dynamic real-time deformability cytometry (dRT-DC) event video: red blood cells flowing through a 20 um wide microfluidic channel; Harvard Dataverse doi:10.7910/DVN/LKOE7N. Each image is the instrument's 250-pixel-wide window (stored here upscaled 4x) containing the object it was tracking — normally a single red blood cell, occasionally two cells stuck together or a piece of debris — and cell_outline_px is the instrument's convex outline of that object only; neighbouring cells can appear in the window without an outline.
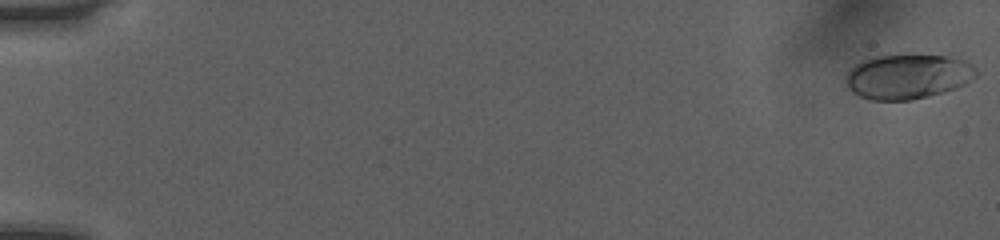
{"species": "human", "species_latin": "Homo sapiens", "temperature_condition": "room temperature", "stored_images_in_passage": 53, "camera_frame_rate_fps": 3000, "um_per_image_px": 0.085, "donor": {"sex": "female"}, "frame": {"image": 1, "passage_image": 1, "time_ms": 0.0, "image_size_px": [1000, 240], "cell_outline_px": [[980, 72], [976, 76], [964, 84], [956, 88], [928, 96], [912, 100], [872, 100], [860, 96], [852, 92], [848, 88], [844, 80], [844, 76], [856, 64], [864, 60], [876, 56], [968, 56]], "centroid_in_image_um": [77.25, 6.49], "position_along_channel_um": 7.8, "area_um2": 34.39}}
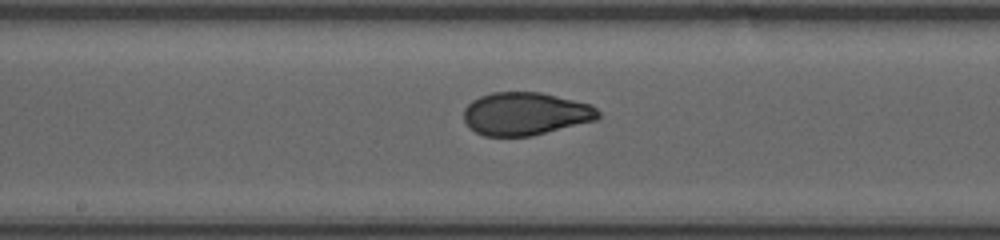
{"frame": {"image": 2, "passage_image": 29, "time_ms": 9.333, "image_size_px": [1000, 240], "cell_outline_px": [[600, 116], [596, 120], [532, 136], [484, 136], [468, 128], [464, 120], [464, 108], [472, 100], [480, 96], [492, 92], [540, 92], [592, 104], [600, 112]], "centroid_in_image_um": [44.65, 9.67], "position_along_channel_um": 203.5, "area_um2": 33.81}}
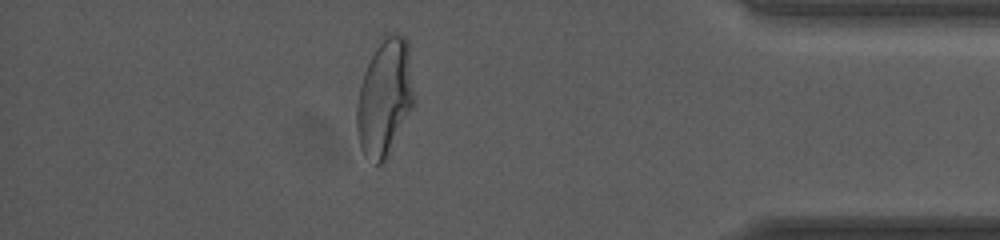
{"frame": {"image": 3, "passage_image": 46, "time_ms": 15.0, "image_size_px": [1000, 240], "cell_outline_px": [[416, 100], [412, 108], [384, 160], [380, 164], [376, 164], [360, 148], [356, 128], [356, 104], [360, 84], [364, 72], [380, 36], [388, 32], [396, 32], [404, 36], [408, 40]], "centroid_in_image_um": [32.71, 8.17], "position_along_channel_um": 402.5, "area_um2": 39.42}, "authors_computed_cell_mechanics": {"area_um2": 34.0442, "velocity_mm_per_s": 4.0802, "shape_relaxation_time_tau1_ms": 5.3117, "shape_relaxation_time_tau2_ms": 0.7526, "deformation_change_tau1": 0.1995, "deformation_change_tau2": 0.0536}}